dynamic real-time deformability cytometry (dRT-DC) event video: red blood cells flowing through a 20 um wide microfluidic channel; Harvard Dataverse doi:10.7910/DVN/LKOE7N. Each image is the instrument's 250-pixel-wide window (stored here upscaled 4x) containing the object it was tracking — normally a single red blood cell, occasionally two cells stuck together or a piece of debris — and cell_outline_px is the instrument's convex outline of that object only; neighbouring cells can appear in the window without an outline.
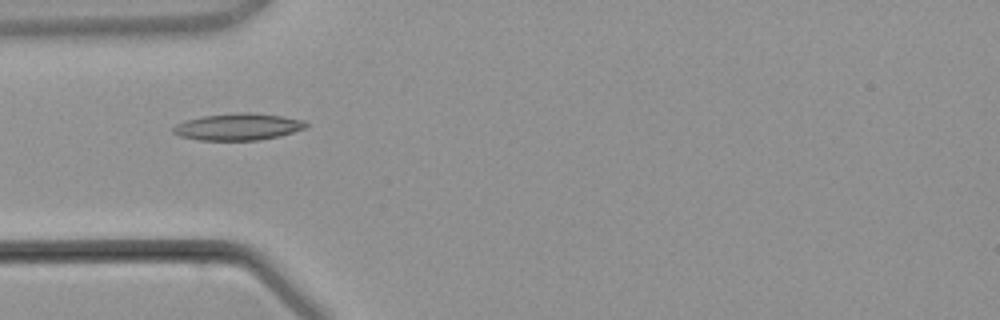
{"species": "common noctule bat (a hibernating species)", "species_latin": "Nyctalus noctula", "temperature_condition": "warm", "stored_images_in_passage": 4, "camera_frame_rate_fps": 3000, "um_per_image_px": 0.085, "animal": {"sex": "male", "body_mass_g": 21.5, "forearm_length_mm": 52.0}, "frame": {"image": 1, "passage_image": 4, "time_ms": 3.667, "image_size_px": [1000, 320], "cell_outline_px": [[308, 128], [280, 136], [260, 140], [200, 140], [180, 136], [172, 132], [172, 128], [176, 124], [188, 120], [204, 116], [240, 112], [248, 112], [280, 116], [304, 120], [308, 124]], "centroid_in_image_um": [20.28, 10.78], "position_along_channel_um": 64.7, "area_um2": 20.69}}